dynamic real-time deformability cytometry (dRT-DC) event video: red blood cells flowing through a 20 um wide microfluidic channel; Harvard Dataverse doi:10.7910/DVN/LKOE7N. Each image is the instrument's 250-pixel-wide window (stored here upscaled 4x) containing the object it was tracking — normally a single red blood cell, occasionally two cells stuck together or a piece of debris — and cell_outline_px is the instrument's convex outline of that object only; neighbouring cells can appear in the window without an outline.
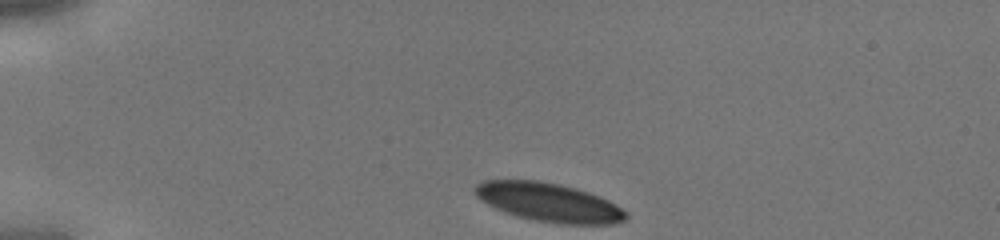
{"species": "human", "species_latin": "Homo sapiens", "temperature_condition": "cold", "stored_images_in_passage": 34, "camera_frame_rate_fps": 3000, "um_per_image_px": 0.085, "donor": {"sex": "male"}, "frame": {"image": 1, "passage_image": 1, "time_ms": 0.0, "image_size_px": [1000, 240], "cell_outline_px": [[628, 216], [624, 220], [612, 224], [560, 224], [536, 220], [516, 216], [496, 208], [480, 200], [476, 196], [476, 184], [484, 180], [540, 180], [560, 184], [576, 188], [588, 192], [608, 200], [616, 204], [628, 212]], "centroid_in_image_um": [46.68, 17.19], "position_along_channel_um": 38.3, "area_um2": 33.99}}
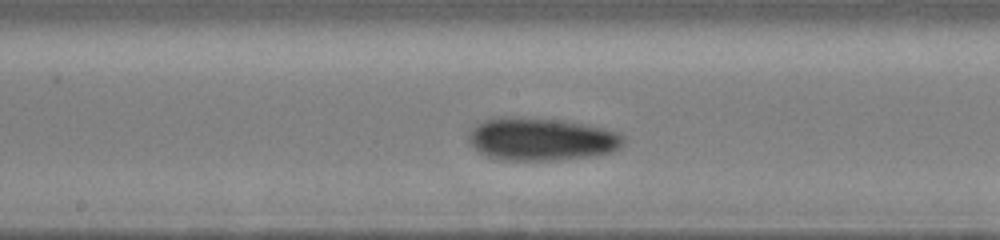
{"frame": {"image": 2, "passage_image": 15, "time_ms": 4.667, "image_size_px": [1000, 240], "cell_outline_px": [[624, 144], [620, 148], [612, 152], [592, 156], [560, 160], [500, 160], [484, 156], [468, 140], [468, 136], [472, 128], [476, 124], [484, 120], [496, 116], [516, 116], [564, 120], [604, 128], [620, 132], [624, 136]], "centroid_in_image_um": [46.02, 11.82], "position_along_channel_um": 202.2, "area_um2": 39.25}}
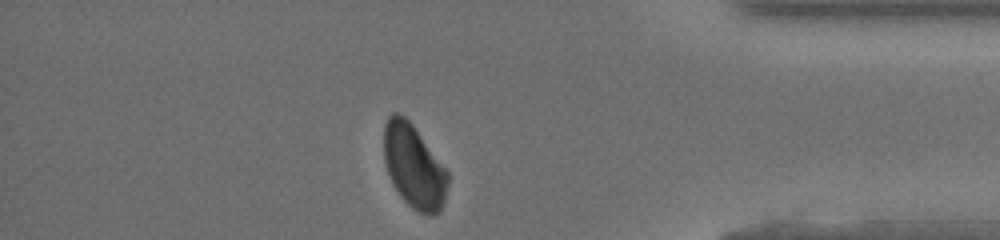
{"frame": {"image": 3, "passage_image": 29, "time_ms": 9.333, "image_size_px": [1000, 240], "cell_outline_px": [[448, 184], [444, 204], [440, 212], [432, 216], [428, 216], [412, 208], [400, 196], [392, 184], [388, 176], [384, 160], [384, 124], [388, 116], [392, 112], [396, 112], [404, 116], [412, 124], [448, 172]], "centroid_in_image_um": [35.17, 14.17], "position_along_channel_um": 400.0, "area_um2": 31.27}}